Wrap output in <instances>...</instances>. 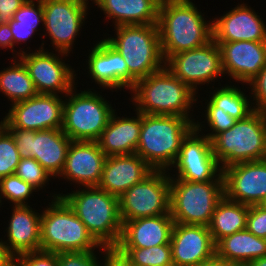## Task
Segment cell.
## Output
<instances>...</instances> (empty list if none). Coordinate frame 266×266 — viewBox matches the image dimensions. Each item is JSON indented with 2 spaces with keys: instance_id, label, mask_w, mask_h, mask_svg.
Listing matches in <instances>:
<instances>
[{
  "instance_id": "44dd1931",
  "label": "cell",
  "mask_w": 266,
  "mask_h": 266,
  "mask_svg": "<svg viewBox=\"0 0 266 266\" xmlns=\"http://www.w3.org/2000/svg\"><path fill=\"white\" fill-rule=\"evenodd\" d=\"M106 158L97 141H71L59 177L83 187L98 186Z\"/></svg>"
},
{
  "instance_id": "f35d334b",
  "label": "cell",
  "mask_w": 266,
  "mask_h": 266,
  "mask_svg": "<svg viewBox=\"0 0 266 266\" xmlns=\"http://www.w3.org/2000/svg\"><path fill=\"white\" fill-rule=\"evenodd\" d=\"M96 251L57 253L58 266H101Z\"/></svg>"
},
{
  "instance_id": "d590c367",
  "label": "cell",
  "mask_w": 266,
  "mask_h": 266,
  "mask_svg": "<svg viewBox=\"0 0 266 266\" xmlns=\"http://www.w3.org/2000/svg\"><path fill=\"white\" fill-rule=\"evenodd\" d=\"M35 1L27 0V2L14 13L13 19L17 21L18 25L40 26V23H42L43 26L44 11L42 8V0Z\"/></svg>"
},
{
  "instance_id": "f5cc1de1",
  "label": "cell",
  "mask_w": 266,
  "mask_h": 266,
  "mask_svg": "<svg viewBox=\"0 0 266 266\" xmlns=\"http://www.w3.org/2000/svg\"><path fill=\"white\" fill-rule=\"evenodd\" d=\"M3 125V120H1V122H0V127Z\"/></svg>"
},
{
  "instance_id": "c3c4849f",
  "label": "cell",
  "mask_w": 266,
  "mask_h": 266,
  "mask_svg": "<svg viewBox=\"0 0 266 266\" xmlns=\"http://www.w3.org/2000/svg\"><path fill=\"white\" fill-rule=\"evenodd\" d=\"M250 266H266V256L254 259L249 263Z\"/></svg>"
},
{
  "instance_id": "e575fe53",
  "label": "cell",
  "mask_w": 266,
  "mask_h": 266,
  "mask_svg": "<svg viewBox=\"0 0 266 266\" xmlns=\"http://www.w3.org/2000/svg\"><path fill=\"white\" fill-rule=\"evenodd\" d=\"M14 174L38 191L45 187L51 178L44 167L32 157L21 158Z\"/></svg>"
},
{
  "instance_id": "d6986e66",
  "label": "cell",
  "mask_w": 266,
  "mask_h": 266,
  "mask_svg": "<svg viewBox=\"0 0 266 266\" xmlns=\"http://www.w3.org/2000/svg\"><path fill=\"white\" fill-rule=\"evenodd\" d=\"M88 68L89 76L102 89H131L136 80L129 74L128 66L121 54L105 39L94 44L89 49Z\"/></svg>"
},
{
  "instance_id": "52a82bcc",
  "label": "cell",
  "mask_w": 266,
  "mask_h": 266,
  "mask_svg": "<svg viewBox=\"0 0 266 266\" xmlns=\"http://www.w3.org/2000/svg\"><path fill=\"white\" fill-rule=\"evenodd\" d=\"M116 36L104 38L124 58L137 81L165 67L157 24L114 27Z\"/></svg>"
},
{
  "instance_id": "277c9868",
  "label": "cell",
  "mask_w": 266,
  "mask_h": 266,
  "mask_svg": "<svg viewBox=\"0 0 266 266\" xmlns=\"http://www.w3.org/2000/svg\"><path fill=\"white\" fill-rule=\"evenodd\" d=\"M194 122L181 116L141 113L140 139L135 153L154 170L168 171Z\"/></svg>"
},
{
  "instance_id": "cb8c5ba5",
  "label": "cell",
  "mask_w": 266,
  "mask_h": 266,
  "mask_svg": "<svg viewBox=\"0 0 266 266\" xmlns=\"http://www.w3.org/2000/svg\"><path fill=\"white\" fill-rule=\"evenodd\" d=\"M122 234L115 248H149L170 244L174 225L171 214L122 221Z\"/></svg>"
},
{
  "instance_id": "b9f144b4",
  "label": "cell",
  "mask_w": 266,
  "mask_h": 266,
  "mask_svg": "<svg viewBox=\"0 0 266 266\" xmlns=\"http://www.w3.org/2000/svg\"><path fill=\"white\" fill-rule=\"evenodd\" d=\"M9 25L14 38V47L16 44H22L21 42L25 43L28 41L39 28L38 26L18 25L17 21L13 18L10 20Z\"/></svg>"
},
{
  "instance_id": "603a6c76",
  "label": "cell",
  "mask_w": 266,
  "mask_h": 266,
  "mask_svg": "<svg viewBox=\"0 0 266 266\" xmlns=\"http://www.w3.org/2000/svg\"><path fill=\"white\" fill-rule=\"evenodd\" d=\"M153 171L154 169L136 153L109 156L104 162L98 187L119 197Z\"/></svg>"
},
{
  "instance_id": "d4e9b609",
  "label": "cell",
  "mask_w": 266,
  "mask_h": 266,
  "mask_svg": "<svg viewBox=\"0 0 266 266\" xmlns=\"http://www.w3.org/2000/svg\"><path fill=\"white\" fill-rule=\"evenodd\" d=\"M6 228L8 251L17 257L20 254L41 250V214L29 205L13 206Z\"/></svg>"
},
{
  "instance_id": "7a4b0ae2",
  "label": "cell",
  "mask_w": 266,
  "mask_h": 266,
  "mask_svg": "<svg viewBox=\"0 0 266 266\" xmlns=\"http://www.w3.org/2000/svg\"><path fill=\"white\" fill-rule=\"evenodd\" d=\"M130 92L135 111L139 113L181 116L195 121L191 119L190 110L198 100L197 93L166 67L137 80Z\"/></svg>"
},
{
  "instance_id": "ac0fdd59",
  "label": "cell",
  "mask_w": 266,
  "mask_h": 266,
  "mask_svg": "<svg viewBox=\"0 0 266 266\" xmlns=\"http://www.w3.org/2000/svg\"><path fill=\"white\" fill-rule=\"evenodd\" d=\"M170 245L174 266H197L216 255L210 230L203 225L174 223Z\"/></svg>"
},
{
  "instance_id": "7402d4cb",
  "label": "cell",
  "mask_w": 266,
  "mask_h": 266,
  "mask_svg": "<svg viewBox=\"0 0 266 266\" xmlns=\"http://www.w3.org/2000/svg\"><path fill=\"white\" fill-rule=\"evenodd\" d=\"M220 48L224 74L238 82L252 80L266 65V42H216Z\"/></svg>"
},
{
  "instance_id": "7bdbcfd3",
  "label": "cell",
  "mask_w": 266,
  "mask_h": 266,
  "mask_svg": "<svg viewBox=\"0 0 266 266\" xmlns=\"http://www.w3.org/2000/svg\"><path fill=\"white\" fill-rule=\"evenodd\" d=\"M26 2L27 0H0V24H9L14 13Z\"/></svg>"
},
{
  "instance_id": "7dc6e473",
  "label": "cell",
  "mask_w": 266,
  "mask_h": 266,
  "mask_svg": "<svg viewBox=\"0 0 266 266\" xmlns=\"http://www.w3.org/2000/svg\"><path fill=\"white\" fill-rule=\"evenodd\" d=\"M197 266H231V263L227 262L226 260L220 259L215 255L212 259L202 262Z\"/></svg>"
},
{
  "instance_id": "681fc988",
  "label": "cell",
  "mask_w": 266,
  "mask_h": 266,
  "mask_svg": "<svg viewBox=\"0 0 266 266\" xmlns=\"http://www.w3.org/2000/svg\"><path fill=\"white\" fill-rule=\"evenodd\" d=\"M4 266H22V264L18 257H13Z\"/></svg>"
},
{
  "instance_id": "bcb514c9",
  "label": "cell",
  "mask_w": 266,
  "mask_h": 266,
  "mask_svg": "<svg viewBox=\"0 0 266 266\" xmlns=\"http://www.w3.org/2000/svg\"><path fill=\"white\" fill-rule=\"evenodd\" d=\"M14 256L8 251L6 244L0 239V266H4Z\"/></svg>"
},
{
  "instance_id": "f1b7e54d",
  "label": "cell",
  "mask_w": 266,
  "mask_h": 266,
  "mask_svg": "<svg viewBox=\"0 0 266 266\" xmlns=\"http://www.w3.org/2000/svg\"><path fill=\"white\" fill-rule=\"evenodd\" d=\"M249 206L224 196L217 204L208 228L216 245L224 237L246 229Z\"/></svg>"
},
{
  "instance_id": "f6af8a7d",
  "label": "cell",
  "mask_w": 266,
  "mask_h": 266,
  "mask_svg": "<svg viewBox=\"0 0 266 266\" xmlns=\"http://www.w3.org/2000/svg\"><path fill=\"white\" fill-rule=\"evenodd\" d=\"M0 48H9L11 49L12 53L16 52V56H20V54L23 53L24 49H20L19 52L15 51L14 48V38L13 34L11 33L10 30V25L9 24H0ZM18 53V54H17Z\"/></svg>"
},
{
  "instance_id": "60d3db41",
  "label": "cell",
  "mask_w": 266,
  "mask_h": 266,
  "mask_svg": "<svg viewBox=\"0 0 266 266\" xmlns=\"http://www.w3.org/2000/svg\"><path fill=\"white\" fill-rule=\"evenodd\" d=\"M22 266H58L57 253L50 251H32L17 256Z\"/></svg>"
},
{
  "instance_id": "ee69618b",
  "label": "cell",
  "mask_w": 266,
  "mask_h": 266,
  "mask_svg": "<svg viewBox=\"0 0 266 266\" xmlns=\"http://www.w3.org/2000/svg\"><path fill=\"white\" fill-rule=\"evenodd\" d=\"M101 255L104 260L101 266H131L129 261L121 255L115 248L101 247Z\"/></svg>"
},
{
  "instance_id": "9c48e42d",
  "label": "cell",
  "mask_w": 266,
  "mask_h": 266,
  "mask_svg": "<svg viewBox=\"0 0 266 266\" xmlns=\"http://www.w3.org/2000/svg\"><path fill=\"white\" fill-rule=\"evenodd\" d=\"M224 196V180L189 182L170 177V214L174 223L208 227Z\"/></svg>"
},
{
  "instance_id": "9a60e30c",
  "label": "cell",
  "mask_w": 266,
  "mask_h": 266,
  "mask_svg": "<svg viewBox=\"0 0 266 266\" xmlns=\"http://www.w3.org/2000/svg\"><path fill=\"white\" fill-rule=\"evenodd\" d=\"M165 67L197 94L199 85H208L224 75L220 48L213 39L199 48L172 55Z\"/></svg>"
},
{
  "instance_id": "816d5d0a",
  "label": "cell",
  "mask_w": 266,
  "mask_h": 266,
  "mask_svg": "<svg viewBox=\"0 0 266 266\" xmlns=\"http://www.w3.org/2000/svg\"><path fill=\"white\" fill-rule=\"evenodd\" d=\"M231 266H250L249 264H231Z\"/></svg>"
},
{
  "instance_id": "836d02e7",
  "label": "cell",
  "mask_w": 266,
  "mask_h": 266,
  "mask_svg": "<svg viewBox=\"0 0 266 266\" xmlns=\"http://www.w3.org/2000/svg\"><path fill=\"white\" fill-rule=\"evenodd\" d=\"M20 159L12 134L2 125L0 127V179L14 174Z\"/></svg>"
},
{
  "instance_id": "4316f807",
  "label": "cell",
  "mask_w": 266,
  "mask_h": 266,
  "mask_svg": "<svg viewBox=\"0 0 266 266\" xmlns=\"http://www.w3.org/2000/svg\"><path fill=\"white\" fill-rule=\"evenodd\" d=\"M114 27L157 24L161 0H90ZM115 21V22H114Z\"/></svg>"
},
{
  "instance_id": "30bf717a",
  "label": "cell",
  "mask_w": 266,
  "mask_h": 266,
  "mask_svg": "<svg viewBox=\"0 0 266 266\" xmlns=\"http://www.w3.org/2000/svg\"><path fill=\"white\" fill-rule=\"evenodd\" d=\"M170 174L154 170L119 196L122 221L170 214Z\"/></svg>"
},
{
  "instance_id": "d6a6232c",
  "label": "cell",
  "mask_w": 266,
  "mask_h": 266,
  "mask_svg": "<svg viewBox=\"0 0 266 266\" xmlns=\"http://www.w3.org/2000/svg\"><path fill=\"white\" fill-rule=\"evenodd\" d=\"M32 185L28 184L17 175L12 174L0 179V200H9L13 206L28 205L27 200L33 192H37Z\"/></svg>"
},
{
  "instance_id": "f907efd6",
  "label": "cell",
  "mask_w": 266,
  "mask_h": 266,
  "mask_svg": "<svg viewBox=\"0 0 266 266\" xmlns=\"http://www.w3.org/2000/svg\"><path fill=\"white\" fill-rule=\"evenodd\" d=\"M259 205L266 210V199H264Z\"/></svg>"
},
{
  "instance_id": "2e32d148",
  "label": "cell",
  "mask_w": 266,
  "mask_h": 266,
  "mask_svg": "<svg viewBox=\"0 0 266 266\" xmlns=\"http://www.w3.org/2000/svg\"><path fill=\"white\" fill-rule=\"evenodd\" d=\"M10 107L3 118L5 128L31 131L62 128L64 100L60 95L37 94Z\"/></svg>"
},
{
  "instance_id": "6da1fadb",
  "label": "cell",
  "mask_w": 266,
  "mask_h": 266,
  "mask_svg": "<svg viewBox=\"0 0 266 266\" xmlns=\"http://www.w3.org/2000/svg\"><path fill=\"white\" fill-rule=\"evenodd\" d=\"M203 16L192 0H161L157 25L165 61L213 39L212 21H206Z\"/></svg>"
},
{
  "instance_id": "3957f363",
  "label": "cell",
  "mask_w": 266,
  "mask_h": 266,
  "mask_svg": "<svg viewBox=\"0 0 266 266\" xmlns=\"http://www.w3.org/2000/svg\"><path fill=\"white\" fill-rule=\"evenodd\" d=\"M80 189L67 194L61 193L60 196L101 246L115 248L123 227L119 197L98 186Z\"/></svg>"
},
{
  "instance_id": "7c38bea8",
  "label": "cell",
  "mask_w": 266,
  "mask_h": 266,
  "mask_svg": "<svg viewBox=\"0 0 266 266\" xmlns=\"http://www.w3.org/2000/svg\"><path fill=\"white\" fill-rule=\"evenodd\" d=\"M13 136L20 158H34L54 178L63 171L71 139L61 129L6 128Z\"/></svg>"
},
{
  "instance_id": "5bb4252c",
  "label": "cell",
  "mask_w": 266,
  "mask_h": 266,
  "mask_svg": "<svg viewBox=\"0 0 266 266\" xmlns=\"http://www.w3.org/2000/svg\"><path fill=\"white\" fill-rule=\"evenodd\" d=\"M88 4V0H42L43 31H46L43 37L48 34L56 52L69 54L73 51L75 38L89 14Z\"/></svg>"
},
{
  "instance_id": "74e56055",
  "label": "cell",
  "mask_w": 266,
  "mask_h": 266,
  "mask_svg": "<svg viewBox=\"0 0 266 266\" xmlns=\"http://www.w3.org/2000/svg\"><path fill=\"white\" fill-rule=\"evenodd\" d=\"M247 84L250 86L248 88L251 89L249 96L253 97L251 98L253 100H250L253 110L266 113V65Z\"/></svg>"
},
{
  "instance_id": "ffe728a7",
  "label": "cell",
  "mask_w": 266,
  "mask_h": 266,
  "mask_svg": "<svg viewBox=\"0 0 266 266\" xmlns=\"http://www.w3.org/2000/svg\"><path fill=\"white\" fill-rule=\"evenodd\" d=\"M251 8L244 2L238 3L219 18L215 17L212 20L213 40L266 42V24Z\"/></svg>"
},
{
  "instance_id": "f546056e",
  "label": "cell",
  "mask_w": 266,
  "mask_h": 266,
  "mask_svg": "<svg viewBox=\"0 0 266 266\" xmlns=\"http://www.w3.org/2000/svg\"><path fill=\"white\" fill-rule=\"evenodd\" d=\"M0 71V92L11 102L10 105L25 101L38 94L29 72L19 59Z\"/></svg>"
},
{
  "instance_id": "8fae6325",
  "label": "cell",
  "mask_w": 266,
  "mask_h": 266,
  "mask_svg": "<svg viewBox=\"0 0 266 266\" xmlns=\"http://www.w3.org/2000/svg\"><path fill=\"white\" fill-rule=\"evenodd\" d=\"M203 125L198 120L195 121L194 128L183 139L180 153L168 170L173 167L177 169L176 174L170 175L173 179L189 182L224 180L223 170L213 154L211 141L202 134L205 129Z\"/></svg>"
},
{
  "instance_id": "5b68a950",
  "label": "cell",
  "mask_w": 266,
  "mask_h": 266,
  "mask_svg": "<svg viewBox=\"0 0 266 266\" xmlns=\"http://www.w3.org/2000/svg\"><path fill=\"white\" fill-rule=\"evenodd\" d=\"M41 214V250L54 253L101 250L85 224L59 194ZM100 247V248H99Z\"/></svg>"
},
{
  "instance_id": "1f68e13d",
  "label": "cell",
  "mask_w": 266,
  "mask_h": 266,
  "mask_svg": "<svg viewBox=\"0 0 266 266\" xmlns=\"http://www.w3.org/2000/svg\"><path fill=\"white\" fill-rule=\"evenodd\" d=\"M131 266H174L170 244L149 248H115Z\"/></svg>"
},
{
  "instance_id": "e0dca14e",
  "label": "cell",
  "mask_w": 266,
  "mask_h": 266,
  "mask_svg": "<svg viewBox=\"0 0 266 266\" xmlns=\"http://www.w3.org/2000/svg\"><path fill=\"white\" fill-rule=\"evenodd\" d=\"M223 178L229 200L252 206L266 199V159L228 166Z\"/></svg>"
},
{
  "instance_id": "ab89813d",
  "label": "cell",
  "mask_w": 266,
  "mask_h": 266,
  "mask_svg": "<svg viewBox=\"0 0 266 266\" xmlns=\"http://www.w3.org/2000/svg\"><path fill=\"white\" fill-rule=\"evenodd\" d=\"M246 229L255 236L266 239V210L260 205L249 206Z\"/></svg>"
},
{
  "instance_id": "8992f818",
  "label": "cell",
  "mask_w": 266,
  "mask_h": 266,
  "mask_svg": "<svg viewBox=\"0 0 266 266\" xmlns=\"http://www.w3.org/2000/svg\"><path fill=\"white\" fill-rule=\"evenodd\" d=\"M211 144L222 170L237 163L266 159V113L253 110L217 134Z\"/></svg>"
},
{
  "instance_id": "83f0119b",
  "label": "cell",
  "mask_w": 266,
  "mask_h": 266,
  "mask_svg": "<svg viewBox=\"0 0 266 266\" xmlns=\"http://www.w3.org/2000/svg\"><path fill=\"white\" fill-rule=\"evenodd\" d=\"M216 256L231 264H249L266 256V239L255 236L247 229L224 237L216 245Z\"/></svg>"
},
{
  "instance_id": "4dcf8cb0",
  "label": "cell",
  "mask_w": 266,
  "mask_h": 266,
  "mask_svg": "<svg viewBox=\"0 0 266 266\" xmlns=\"http://www.w3.org/2000/svg\"><path fill=\"white\" fill-rule=\"evenodd\" d=\"M219 88L210 92L212 96L207 100L208 103L205 102L206 108H218V111L228 113L236 120L245 118L253 111L250 97L240 87L226 84Z\"/></svg>"
},
{
  "instance_id": "8d00e7d4",
  "label": "cell",
  "mask_w": 266,
  "mask_h": 266,
  "mask_svg": "<svg viewBox=\"0 0 266 266\" xmlns=\"http://www.w3.org/2000/svg\"><path fill=\"white\" fill-rule=\"evenodd\" d=\"M205 120L207 125L210 127V133H207L205 136L211 141L217 134L226 131L231 128L236 119L232 118L228 113L223 111H218V108H205Z\"/></svg>"
},
{
  "instance_id": "ba28073f",
  "label": "cell",
  "mask_w": 266,
  "mask_h": 266,
  "mask_svg": "<svg viewBox=\"0 0 266 266\" xmlns=\"http://www.w3.org/2000/svg\"><path fill=\"white\" fill-rule=\"evenodd\" d=\"M75 88L61 95L66 99L61 130L72 141H97L116 110L97 91L88 89L77 93Z\"/></svg>"
},
{
  "instance_id": "4fadbf2b",
  "label": "cell",
  "mask_w": 266,
  "mask_h": 266,
  "mask_svg": "<svg viewBox=\"0 0 266 266\" xmlns=\"http://www.w3.org/2000/svg\"><path fill=\"white\" fill-rule=\"evenodd\" d=\"M45 50L43 42L35 52L32 50L31 53L30 50L27 53L26 50L19 57L13 58H19L26 66L38 94L66 95L77 85L74 68L61 58L68 54L58 51L56 55L54 51Z\"/></svg>"
},
{
  "instance_id": "484cf974",
  "label": "cell",
  "mask_w": 266,
  "mask_h": 266,
  "mask_svg": "<svg viewBox=\"0 0 266 266\" xmlns=\"http://www.w3.org/2000/svg\"><path fill=\"white\" fill-rule=\"evenodd\" d=\"M119 117L114 112L97 140L104 154L109 156L134 154L140 139L141 113ZM135 117V118H134Z\"/></svg>"
}]
</instances>
